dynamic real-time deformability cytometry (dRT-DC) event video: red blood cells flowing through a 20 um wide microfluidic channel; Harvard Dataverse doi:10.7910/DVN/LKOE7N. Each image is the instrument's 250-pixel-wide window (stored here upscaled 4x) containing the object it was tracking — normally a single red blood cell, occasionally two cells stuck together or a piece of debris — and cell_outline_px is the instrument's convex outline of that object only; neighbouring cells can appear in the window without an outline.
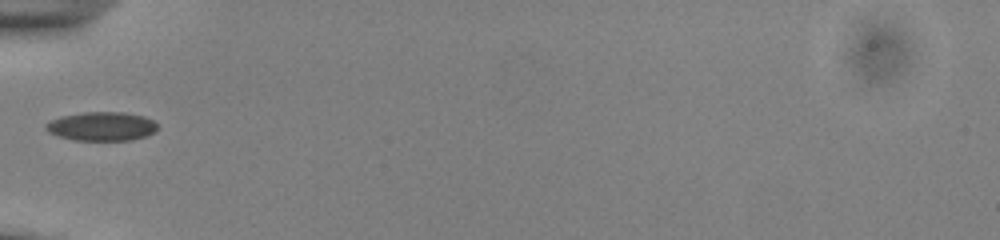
{"species": "common noctule bat (a hibernating species)", "species_latin": "Nyctalus noctula", "temperature_condition": "cold", "stored_images_in_passage": 23, "camera_frame_rate_fps": 3000, "um_per_image_px": 0.085, "animal": {"sex": "male", "body_mass_g": 13.0, "forearm_length_mm": 53.1}, "frame": {"image": 1, "passage_image": 1, "time_ms": 0.0, "image_size_px": [1000, 240], "cell_outline_px": [[156, 132], [148, 136], [132, 140], [72, 140], [48, 132], [44, 128], [44, 124], [60, 116], [84, 112], [124, 112], [144, 116], [152, 120], [156, 124]], "centroid_in_image_um": [8.64, 10.74], "position_along_channel_um": 76.4, "area_um2": 18.9}}
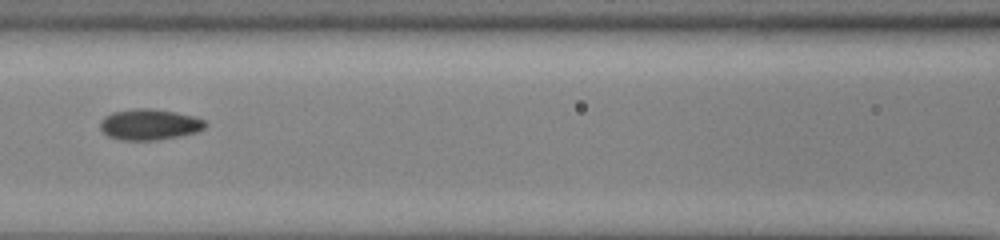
{"frame": {"image": 2, "passage_image": 7, "time_ms": 2.0, "image_size_px": [1000, 240], "cell_outline_px": [[208, 124], [204, 128], [196, 132], [180, 136], [156, 140], [120, 140], [108, 136], [100, 128], [100, 124], [104, 116], [112, 112], [136, 108], [152, 108], [176, 112], [192, 116], [204, 120]], "centroid_in_image_um": [12.7, 10.58], "position_along_channel_um": 153.9, "area_um2": 18.96}}